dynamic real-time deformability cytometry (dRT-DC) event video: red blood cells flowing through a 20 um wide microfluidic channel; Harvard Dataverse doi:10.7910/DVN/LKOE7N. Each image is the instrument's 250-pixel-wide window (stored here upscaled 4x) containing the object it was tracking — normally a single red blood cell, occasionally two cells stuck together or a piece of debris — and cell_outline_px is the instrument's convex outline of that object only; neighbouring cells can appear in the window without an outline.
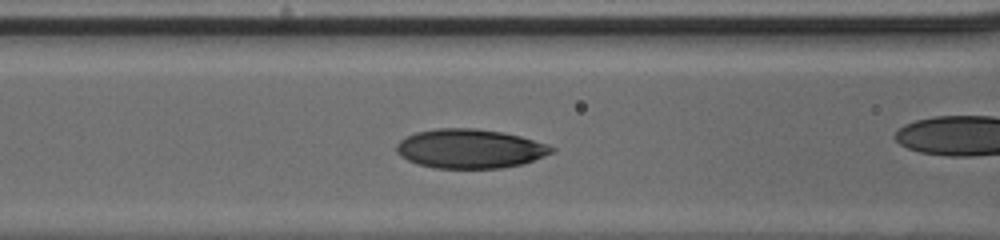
{"species": "human", "species_latin": "Homo sapiens", "temperature_condition": "cold", "stored_images_in_passage": 37, "camera_frame_rate_fps": 3000, "um_per_image_px": 0.085, "donor": {"sex": "male"}, "frame": {"image": 1, "passage_image": 17, "time_ms": 5.333, "image_size_px": [1000, 240], "cell_outline_px": [[556, 148], [552, 152], [544, 156], [520, 164], [500, 168], [436, 168], [416, 164], [400, 156], [396, 152], [396, 144], [404, 136], [416, 132], [436, 128], [476, 128], [500, 132], [520, 136], [548, 144]], "centroid_in_image_um": [39.89, 12.63], "position_along_channel_um": 126.7, "area_um2": 35.43}}
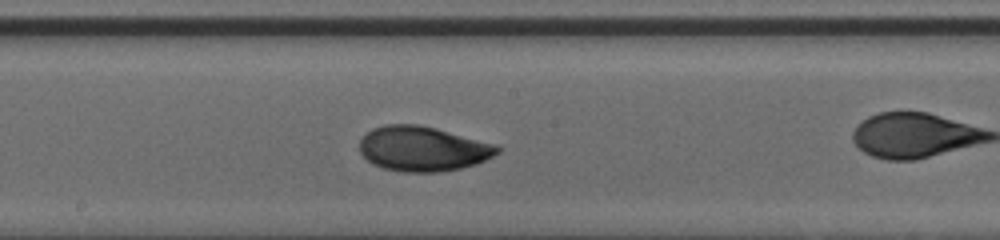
{"frame": {"image": 2, "passage_image": 23, "time_ms": 7.333, "image_size_px": [1000, 240], "cell_outline_px": [[500, 152], [476, 164], [460, 168], [440, 172], [400, 172], [384, 168], [372, 164], [360, 152], [360, 140], [372, 128], [384, 124], [420, 124], [500, 144]], "centroid_in_image_um": [35.97, 12.63], "position_along_channel_um": 212.2, "area_um2": 36.36}}
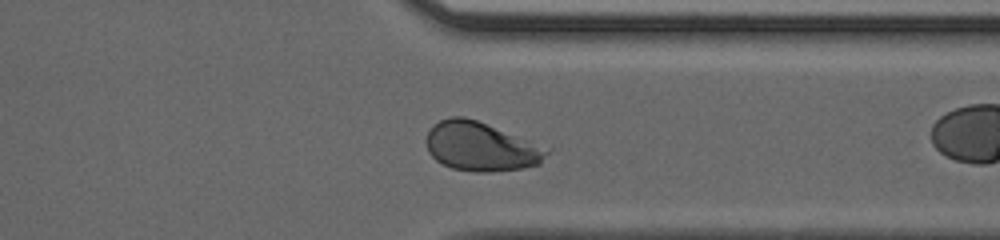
{"frame": {"image": 3, "passage_image": 34, "time_ms": 11.0, "image_size_px": [1000, 240], "cell_outline_px": [[552, 148], [540, 164], [520, 168], [492, 172], [476, 172], [452, 168], [436, 160], [428, 152], [428, 132], [432, 124], [440, 120], [452, 116], [464, 116], [476, 120]], "centroid_in_image_um": [40.91, 12.45], "position_along_channel_um": 370.5, "area_um2": 34.39}}